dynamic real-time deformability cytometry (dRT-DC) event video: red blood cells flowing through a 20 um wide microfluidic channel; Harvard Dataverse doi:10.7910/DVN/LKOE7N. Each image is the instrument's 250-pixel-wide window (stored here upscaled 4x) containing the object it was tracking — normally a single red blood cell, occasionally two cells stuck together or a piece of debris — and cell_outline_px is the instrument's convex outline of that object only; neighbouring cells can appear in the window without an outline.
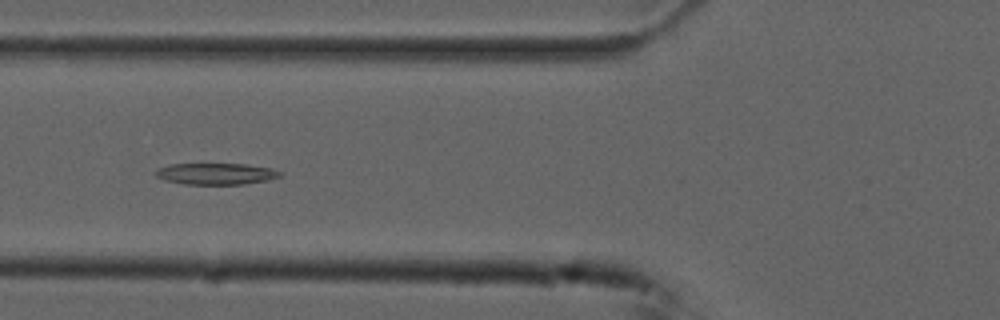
{"species": "common noctule bat (a hibernating species)", "species_latin": "Nyctalus noctula", "temperature_condition": "cold", "stored_images_in_passage": 46, "camera_frame_rate_fps": 3000, "um_per_image_px": 0.085, "animal": {"sex": "male", "forearm_length_mm": 52.5}, "frame": {"image": 1, "passage_image": 20, "time_ms": 6.333, "image_size_px": [1000, 320], "cell_outline_px": [[284, 172], [280, 176], [268, 180], [244, 184], [184, 184], [164, 180], [156, 176], [156, 168], [168, 164], [248, 164], [272, 168]], "centroid_in_image_um": [18.37, 14.76], "position_along_channel_um": 107.4, "area_um2": 15.66}}
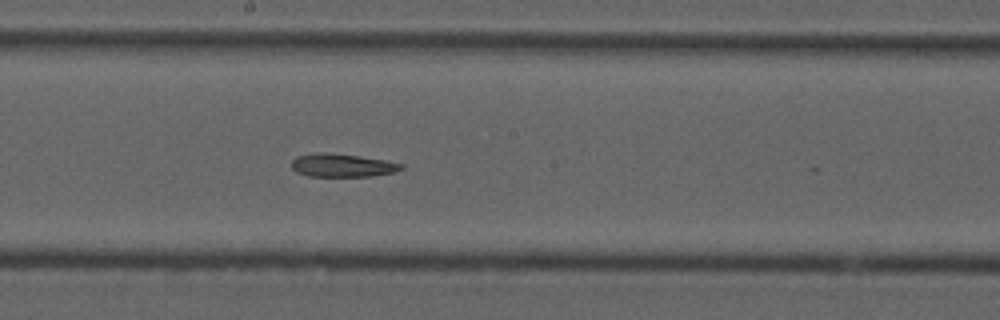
{"frame": {"image": 2, "passage_image": 29, "time_ms": 9.333, "image_size_px": [1000, 320], "cell_outline_px": [[404, 168], [392, 172], [372, 176], [308, 176], [296, 172], [292, 168], [292, 160], [296, 156], [316, 152], [328, 152], [360, 156], [384, 160], [404, 164]], "centroid_in_image_um": [29.06, 14.04], "position_along_channel_um": 219.1, "area_um2": 14.85}}
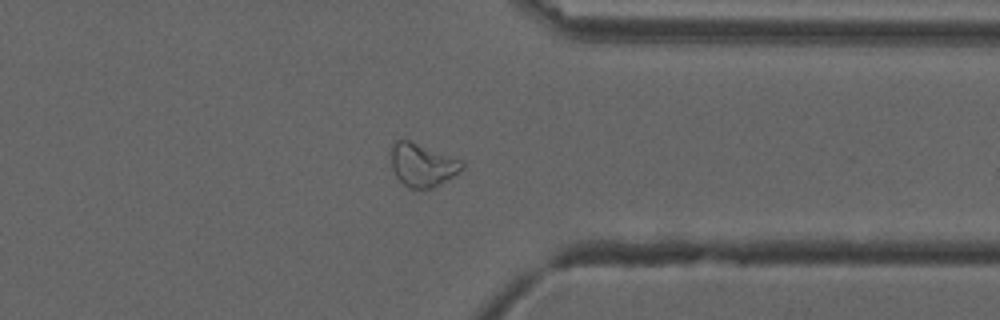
{"frame": {"image": 3, "passage_image": 42, "time_ms": 13.667, "image_size_px": [1000, 320], "cell_outline_px": [[464, 168], [460, 172], [448, 180], [432, 188], [408, 188], [396, 176], [392, 168], [392, 144], [396, 140], [408, 140], [464, 160]], "centroid_in_image_um": [35.95, 14.02], "position_along_channel_um": 375.4, "area_um2": 17.86}, "authors_computed_cell_mechanics": {"area_um2": 16.7909, "velocity_mm_per_s": 3.7246, "shape_relaxation_time_tau1_ms": null, "shape_relaxation_time_tau2_ms": 8.0686, "deformation_change_tau1": null, "deformation_change_tau2": 0.1743}}